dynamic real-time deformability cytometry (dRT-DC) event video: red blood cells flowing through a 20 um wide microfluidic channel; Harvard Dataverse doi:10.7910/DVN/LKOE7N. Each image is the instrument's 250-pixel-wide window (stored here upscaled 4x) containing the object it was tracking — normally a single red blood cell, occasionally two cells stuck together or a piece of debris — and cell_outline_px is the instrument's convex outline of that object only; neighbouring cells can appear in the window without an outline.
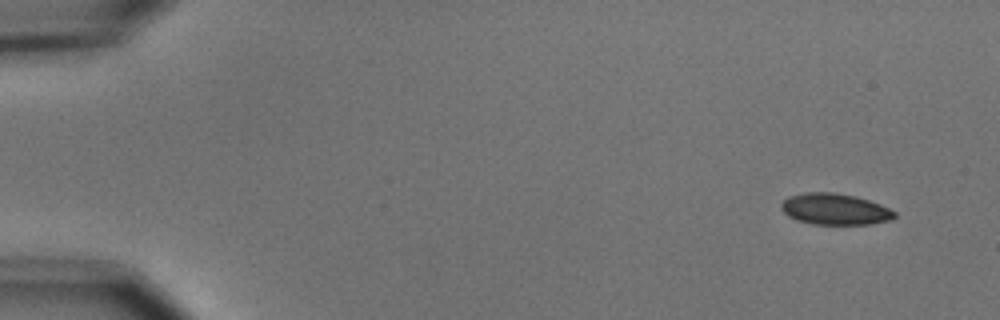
{"species": "common noctule bat (a hibernating species)", "species_latin": "Nyctalus noctula", "temperature_condition": "cold", "stored_images_in_passage": 8, "camera_frame_rate_fps": 3000, "um_per_image_px": 0.085, "animal": {"sex": "male", "body_mass_g": 15.6}, "frame": {"image": 1, "passage_image": 1, "time_ms": 0.0, "image_size_px": [1000, 320], "cell_outline_px": [[896, 216], [892, 220], [872, 224], [812, 224], [796, 220], [788, 216], [780, 208], [780, 204], [788, 196], [804, 192], [832, 192], [856, 196], [880, 204], [896, 212]], "centroid_in_image_um": [70.96, 17.78], "position_along_channel_um": 14.0, "area_um2": 20.81}}
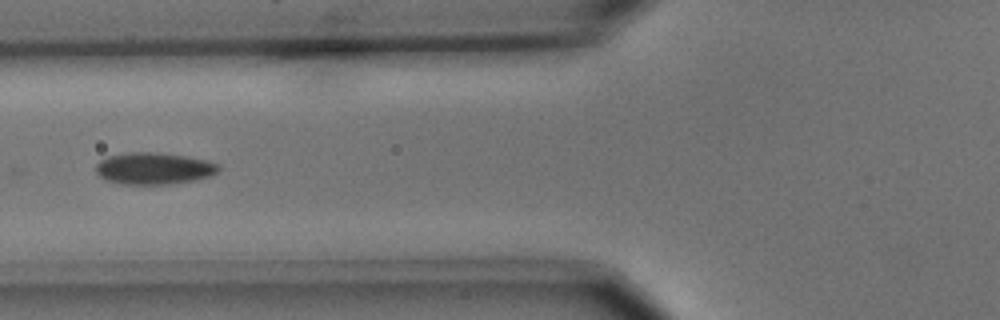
{"frame": {"image": 2, "passage_image": 6, "time_ms": 6.0, "image_size_px": [1000, 320], "cell_outline_px": [[220, 172], [212, 176], [196, 180], [172, 184], [120, 184], [108, 180], [100, 176], [96, 172], [96, 164], [100, 160], [108, 156], [132, 152], [156, 152], [188, 156], [208, 160], [220, 164]], "centroid_in_image_um": [13.15, 14.32], "position_along_channel_um": 112.6, "area_um2": 23.06}}
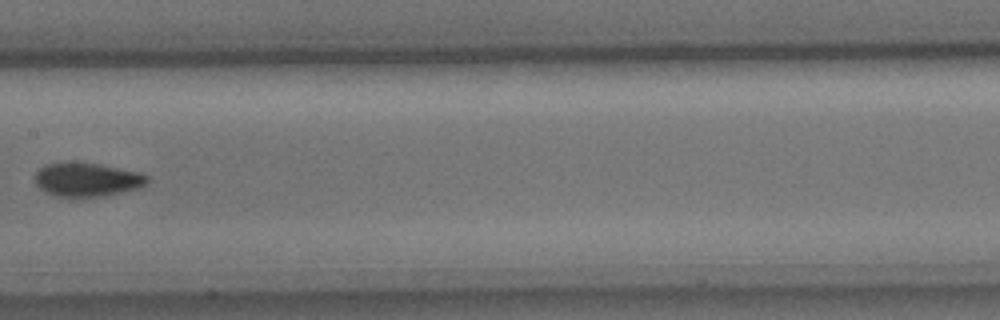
{"frame": {"image": 3, "passage_image": 8, "time_ms": 8.333, "image_size_px": [1000, 320], "cell_outline_px": [[148, 180], [144, 184], [136, 188], [104, 196], [56, 196], [40, 188], [36, 184], [36, 172], [44, 164], [100, 164], [140, 172], [148, 176]], "centroid_in_image_um": [7.42, 15.27], "position_along_channel_um": 200.0, "area_um2": 21.27}}